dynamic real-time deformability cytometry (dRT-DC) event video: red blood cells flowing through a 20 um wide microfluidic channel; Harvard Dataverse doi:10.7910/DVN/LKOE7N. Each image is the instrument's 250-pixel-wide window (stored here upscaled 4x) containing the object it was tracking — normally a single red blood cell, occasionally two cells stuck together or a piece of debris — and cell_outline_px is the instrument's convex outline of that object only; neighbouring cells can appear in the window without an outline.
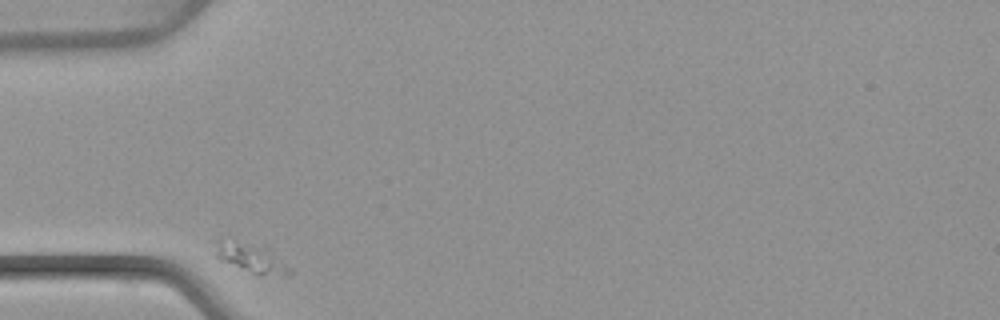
{"species": "common noctule bat (a hibernating species)", "species_latin": "Nyctalus noctula", "temperature_condition": "warm", "stored_images_in_passage": 32, "camera_frame_rate_fps": 3000, "um_per_image_px": 0.085, "animal": {"sex": "female", "body_mass_g": 22.7, "forearm_length_mm": 54.2}, "frame": {"image": 1, "passage_image": 1, "time_ms": 0.0, "image_size_px": [1000, 320], "cell_outline_px": [[292, 272], [288, 276], [284, 276], [252, 272], [220, 260], [216, 256], [216, 240], [256, 248], [272, 252], [292, 268]], "centroid_in_image_um": [21.42, 22.02], "position_along_channel_um": 63.6, "area_um2": 11.21}}
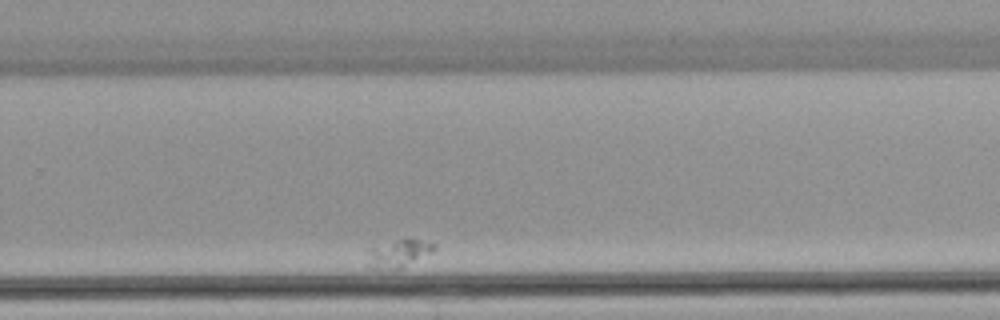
{"frame": {"image": 2, "passage_image": 25, "time_ms": 8.0, "image_size_px": [1000, 320], "cell_outline_px": [[436, 248], [432, 252], [404, 268], [368, 268], [364, 264], [364, 248], [404, 236], [436, 244]], "centroid_in_image_um": [33.74, 21.5], "position_along_channel_um": 296.1, "area_um2": 11.79}}
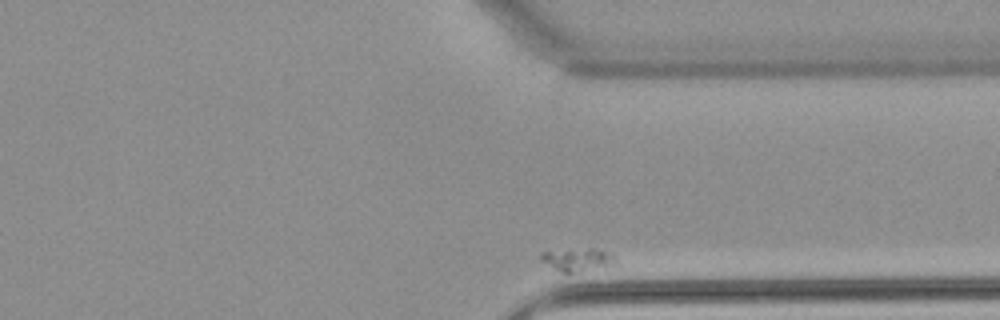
{"frame": {"image": 3, "passage_image": 32, "time_ms": 10.333, "image_size_px": [1000, 320], "cell_outline_px": [[620, 268], [572, 272], [564, 272], [540, 260], [540, 252], [588, 248], [592, 248], [612, 252], [616, 256], [620, 264]], "centroid_in_image_um": [49.35, 22.09], "position_along_channel_um": 362.0, "area_um2": 10.64}}